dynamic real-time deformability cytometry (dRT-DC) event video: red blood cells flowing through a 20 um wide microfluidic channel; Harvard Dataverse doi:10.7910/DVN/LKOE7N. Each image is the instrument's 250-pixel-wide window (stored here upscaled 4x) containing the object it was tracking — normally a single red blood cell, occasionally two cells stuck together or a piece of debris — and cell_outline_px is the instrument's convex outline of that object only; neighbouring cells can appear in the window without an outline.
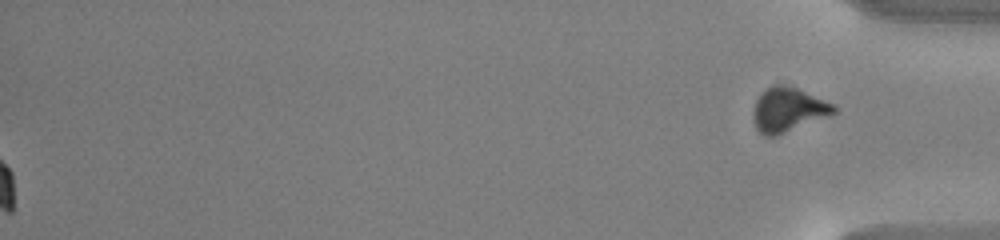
{"species": "common noctule bat (a hibernating species)", "species_latin": "Nyctalus noctula", "temperature_condition": "warm", "stored_images_in_passage": 41, "segment_of_instrument_passage": [2, 2], "camera_frame_rate_fps": 3000, "um_per_image_px": 0.085, "animal": {"sex": "male", "body_mass_g": 13.0, "forearm_length_mm": 53.1}, "frame": {"image": 1, "passage_image": 41, "time_ms": 13.333, "image_size_px": [1000, 240], "cell_outline_px": [[836, 112], [828, 116], [776, 136], [764, 136], [756, 128], [752, 120], [752, 112], [756, 100], [760, 92], [776, 84], [780, 84], [796, 88], [836, 104]], "centroid_in_image_um": [66.96, 9.33], "position_along_channel_um": 368.2, "area_um2": 20.81}}